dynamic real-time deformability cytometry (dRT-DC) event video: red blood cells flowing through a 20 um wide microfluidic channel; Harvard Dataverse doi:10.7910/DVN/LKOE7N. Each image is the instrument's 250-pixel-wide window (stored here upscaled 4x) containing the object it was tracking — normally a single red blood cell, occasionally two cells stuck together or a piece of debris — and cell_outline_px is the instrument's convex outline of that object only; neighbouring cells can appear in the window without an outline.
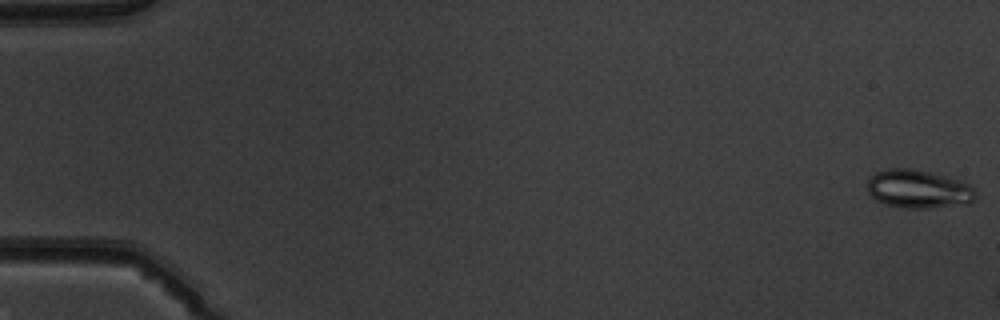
{"species": "common noctule bat (a hibernating species)", "species_latin": "Nyctalus noctula", "temperature_condition": "warm", "stored_images_in_passage": 14, "camera_frame_rate_fps": 3000, "um_per_image_px": 0.085, "animal": {"sex": "male", "body_mass_g": 19.5, "forearm_length_mm": 54.6}, "frame": {"image": 1, "passage_image": 1, "time_ms": 0.0, "image_size_px": [1000, 320], "cell_outline_px": [[976, 196], [968, 204], [928, 208], [904, 208], [888, 204], [876, 200], [868, 192], [868, 180], [876, 172], [888, 168], [912, 168], [960, 180], [968, 184], [976, 192]], "centroid_in_image_um": [78.06, 16.07], "position_along_channel_um": 6.9, "area_um2": 24.04}}